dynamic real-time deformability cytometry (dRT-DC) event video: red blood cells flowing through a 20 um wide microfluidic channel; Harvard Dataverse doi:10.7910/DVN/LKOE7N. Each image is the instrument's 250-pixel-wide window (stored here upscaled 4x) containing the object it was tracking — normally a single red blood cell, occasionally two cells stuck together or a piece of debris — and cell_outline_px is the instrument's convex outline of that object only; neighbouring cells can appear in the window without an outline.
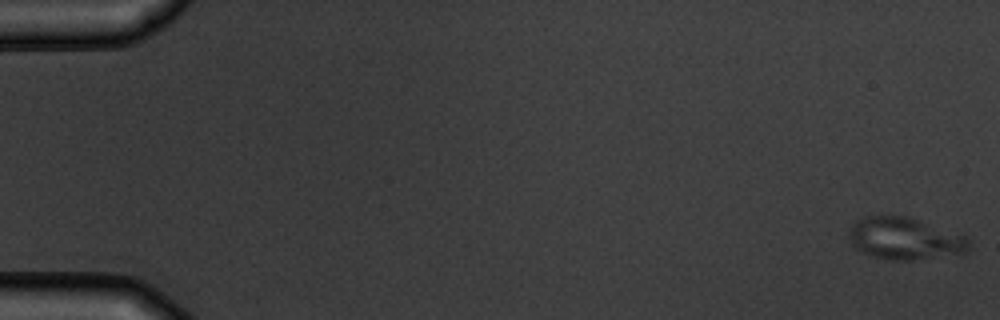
{"species": "common noctule bat (a hibernating species)", "species_latin": "Nyctalus noctula", "temperature_condition": "warm", "stored_images_in_passage": 5, "camera_frame_rate_fps": 3000, "um_per_image_px": 0.085, "animal": {"sex": "male", "body_mass_g": 19.5, "forearm_length_mm": 54.6}, "frame": {"image": 1, "passage_image": 1, "time_ms": 0.0, "image_size_px": [1000, 320], "cell_outline_px": [[968, 248], [964, 252], [912, 260], [892, 260], [872, 256], [860, 252], [852, 244], [848, 232], [852, 224], [856, 220], [868, 216], [904, 216], [964, 236], [968, 240]], "centroid_in_image_um": [76.81, 20.28], "position_along_channel_um": 8.2, "area_um2": 28.55}}